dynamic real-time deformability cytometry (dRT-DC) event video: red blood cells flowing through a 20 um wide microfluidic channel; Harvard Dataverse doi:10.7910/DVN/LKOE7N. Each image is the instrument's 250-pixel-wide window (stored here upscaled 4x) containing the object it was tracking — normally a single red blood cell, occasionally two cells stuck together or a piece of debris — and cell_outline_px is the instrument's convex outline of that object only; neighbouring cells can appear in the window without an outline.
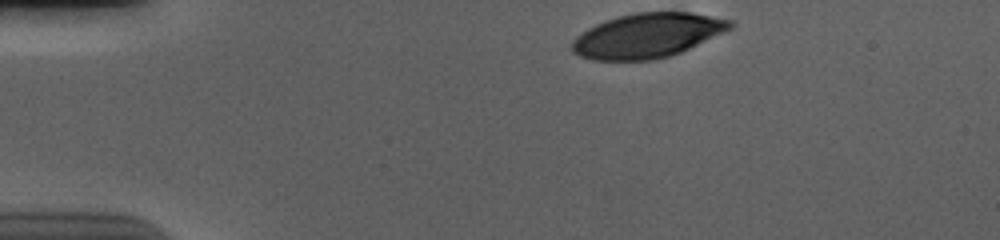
{"species": "human", "species_latin": "Homo sapiens", "temperature_condition": "cold", "stored_images_in_passage": 38, "camera_frame_rate_fps": 3000, "um_per_image_px": 0.085, "donor": {"sex": "male"}, "frame": {"image": 1, "passage_image": 1, "time_ms": 0.0, "image_size_px": [1000, 240], "cell_outline_px": [[736, 24], [732, 28], [680, 52], [668, 56], [652, 60], [592, 60], [580, 56], [572, 52], [572, 40], [576, 36], [588, 28], [596, 24], [620, 16], [636, 12], [688, 12], [732, 20]], "centroid_in_image_um": [55.01, 3.02], "position_along_channel_um": 30.0, "area_um2": 40.63}}
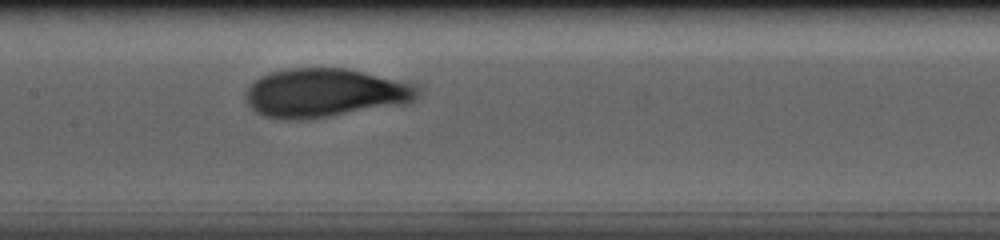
{"frame": {"image": 2, "passage_image": 19, "time_ms": 6.0, "image_size_px": [1000, 240], "cell_outline_px": [[420, 92], [412, 100], [400, 104], [300, 120], [288, 120], [264, 116], [256, 112], [248, 104], [248, 88], [260, 76], [272, 72], [288, 68], [348, 68], [420, 84]], "centroid_in_image_um": [27.65, 7.87], "position_along_channel_um": 179.8, "area_um2": 48.38}}
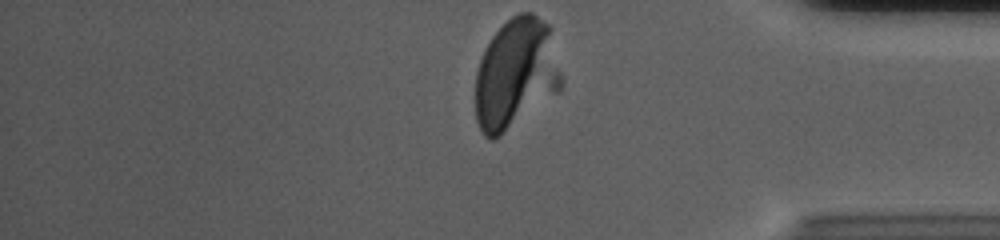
{"frame": {"image": 3, "passage_image": 38, "time_ms": 12.333, "image_size_px": [1000, 240], "cell_outline_px": [[552, 28], [512, 116], [504, 132], [500, 136], [492, 140], [484, 136], [476, 120], [476, 72], [480, 60], [492, 36], [512, 16], [520, 12], [532, 12], [548, 24]], "centroid_in_image_um": [43.14, 5.98], "position_along_channel_um": 392.1, "area_um2": 40.69}, "authors_computed_cell_mechanics": {"area_um2": 48.3497, "velocity_mm_per_s": 3.6398, "shape_relaxation_time_tau1_ms": 2.9995, "shape_relaxation_time_tau2_ms": 1.3248, "deformation_change_tau1": 0.099, "deformation_change_tau2": 0.0786}}